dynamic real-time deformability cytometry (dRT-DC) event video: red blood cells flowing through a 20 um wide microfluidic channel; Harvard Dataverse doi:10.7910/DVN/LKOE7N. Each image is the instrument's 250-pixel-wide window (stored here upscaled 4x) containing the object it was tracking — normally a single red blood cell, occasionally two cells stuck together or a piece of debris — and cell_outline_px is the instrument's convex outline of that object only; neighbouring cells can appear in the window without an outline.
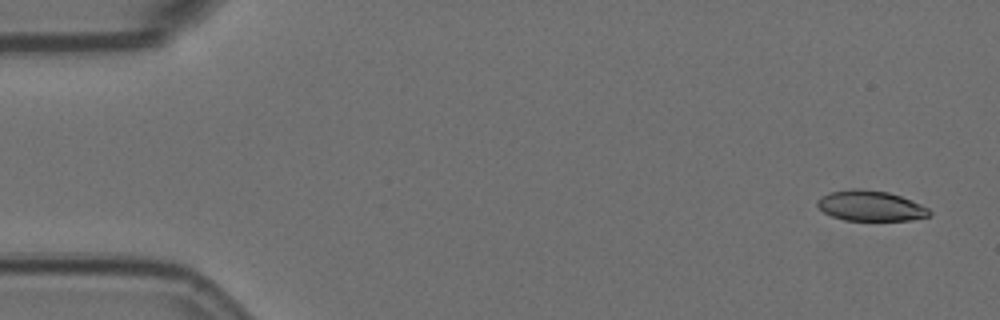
{"species": "Egyptian fruit bat (a non-hibernating species)", "species_latin": "Rousettus aegyptiacus", "temperature_condition": "room temperature", "stored_images_in_passage": 4, "camera_frame_rate_fps": 3000, "um_per_image_px": 0.085, "animal": {"sex": "female"}, "frame": {"image": 1, "passage_image": 1, "time_ms": 0.0, "image_size_px": [1000, 320], "cell_outline_px": [[932, 212], [928, 216], [912, 220], [844, 220], [832, 216], [824, 212], [816, 204], [816, 200], [820, 196], [832, 192], [852, 188], [856, 188], [888, 192], [900, 196], [920, 204], [928, 208]], "centroid_in_image_um": [73.97, 17.49], "position_along_channel_um": 11.0, "area_um2": 19.71}}
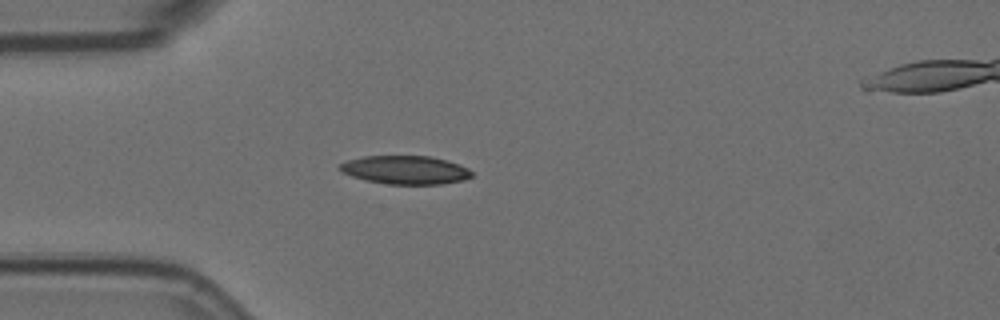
{"frame": {"image": 2, "passage_image": 4, "time_ms": 1.0, "image_size_px": [1000, 320], "cell_outline_px": [[472, 176], [464, 180], [440, 184], [388, 184], [364, 180], [340, 172], [336, 168], [344, 160], [364, 156], [432, 156], [460, 164], [468, 168], [472, 172]], "centroid_in_image_um": [34.41, 14.44], "position_along_channel_um": 50.6, "area_um2": 22.14}}